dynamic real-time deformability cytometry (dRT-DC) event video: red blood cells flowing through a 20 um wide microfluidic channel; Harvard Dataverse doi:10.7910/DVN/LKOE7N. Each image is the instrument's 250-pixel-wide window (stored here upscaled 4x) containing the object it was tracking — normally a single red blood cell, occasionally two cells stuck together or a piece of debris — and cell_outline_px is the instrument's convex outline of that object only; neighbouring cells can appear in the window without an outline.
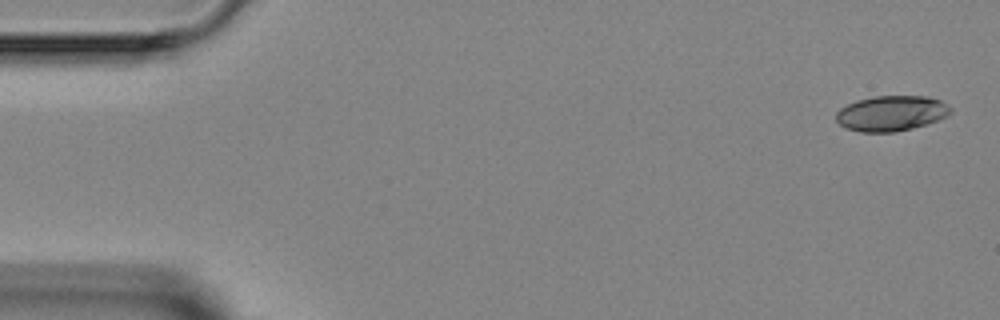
{"species": "Egyptian fruit bat (a non-hibernating species)", "species_latin": "Rousettus aegyptiacus", "temperature_condition": "room temperature", "stored_images_in_passage": 5, "camera_frame_rate_fps": 3000, "um_per_image_px": 0.085, "animal": {"sex": "female"}, "frame": {"image": 1, "passage_image": 1, "time_ms": 0.0, "image_size_px": [1000, 320], "cell_outline_px": [[952, 112], [948, 116], [912, 128], [892, 132], [860, 132], [844, 128], [836, 120], [836, 112], [840, 108], [856, 100], [876, 96], [924, 96], [940, 100], [952, 108]], "centroid_in_image_um": [75.74, 9.63], "position_along_channel_um": 9.3, "area_um2": 23.52}}
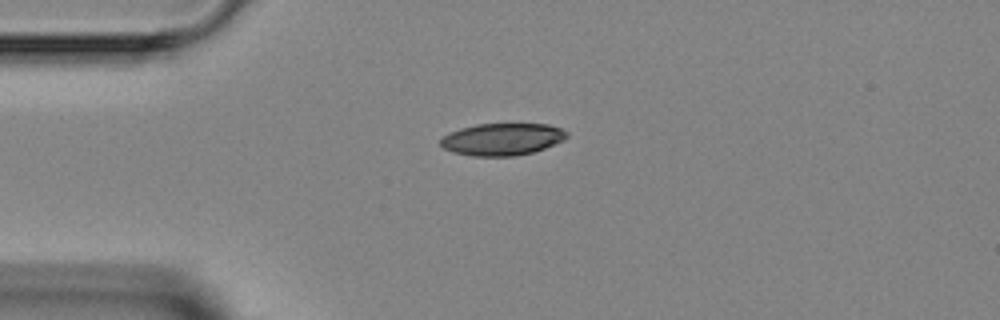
{"frame": {"image": 2, "passage_image": 4, "time_ms": 3.333, "image_size_px": [1000, 320], "cell_outline_px": [[568, 136], [564, 140], [556, 144], [532, 152], [516, 156], [472, 156], [452, 152], [444, 148], [440, 144], [440, 140], [444, 136], [460, 128], [476, 124], [548, 124], [560, 128], [568, 132]], "centroid_in_image_um": [42.71, 11.84], "position_along_channel_um": 42.3, "area_um2": 23.64}}
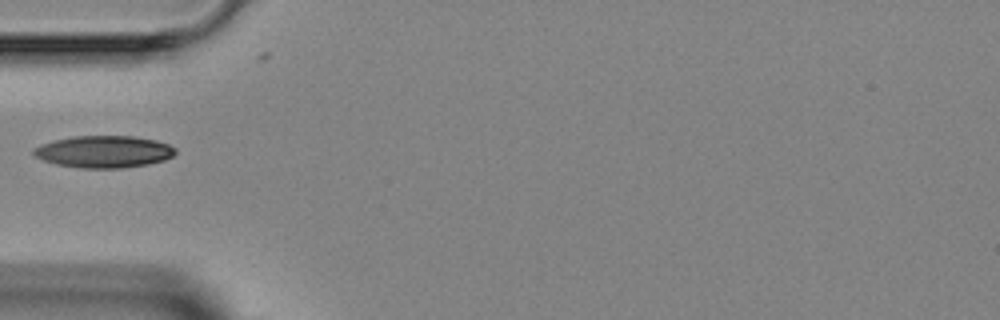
{"frame": {"image": 3, "passage_image": 5, "time_ms": 4.667, "image_size_px": [1000, 320], "cell_outline_px": [[176, 152], [172, 156], [164, 160], [148, 164], [120, 168], [80, 168], [56, 164], [44, 160], [36, 156], [32, 152], [32, 148], [40, 144], [72, 136], [132, 136], [156, 140], [168, 144], [176, 148]], "centroid_in_image_um": [8.82, 12.89], "position_along_channel_um": 76.2, "area_um2": 26.41}}